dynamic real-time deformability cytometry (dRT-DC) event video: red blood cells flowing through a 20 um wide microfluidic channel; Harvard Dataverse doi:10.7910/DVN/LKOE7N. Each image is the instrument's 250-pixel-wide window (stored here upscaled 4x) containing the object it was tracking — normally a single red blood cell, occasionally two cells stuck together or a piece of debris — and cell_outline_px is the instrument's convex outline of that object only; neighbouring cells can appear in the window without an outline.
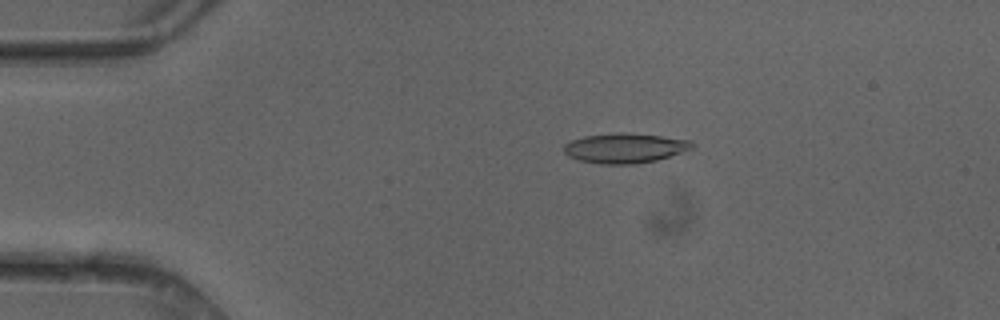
{"species": "common noctule bat (a hibernating species)", "species_latin": "Nyctalus noctula", "temperature_condition": "cold", "stored_images_in_passage": 50, "camera_frame_rate_fps": 3000, "um_per_image_px": 0.085, "animal": {"sex": "female"}, "frame": {"image": 1, "passage_image": 10, "time_ms": 3.0, "image_size_px": [1000, 320], "cell_outline_px": [[696, 144], [692, 148], [656, 160], [636, 164], [600, 164], [580, 160], [568, 156], [564, 152], [564, 144], [572, 140], [584, 136], [620, 132], [660, 136], [688, 140]], "centroid_in_image_um": [53.08, 12.59], "position_along_channel_um": 31.9, "area_um2": 22.02}}
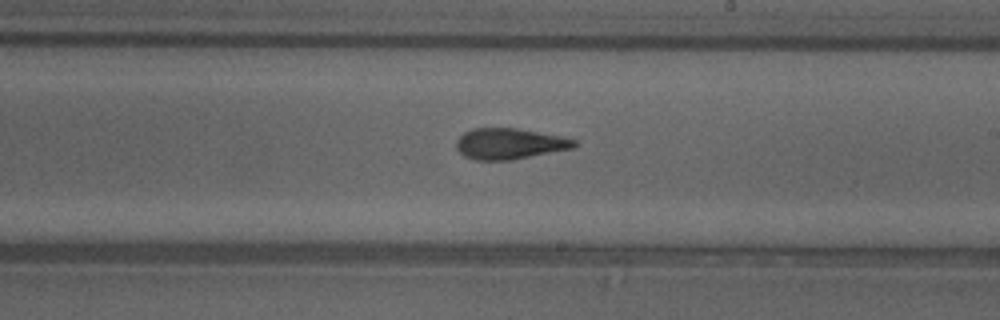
{"frame": {"image": 2, "passage_image": 29, "time_ms": 9.333, "image_size_px": [1000, 320], "cell_outline_px": [[580, 144], [572, 148], [512, 160], [476, 160], [464, 156], [456, 148], [456, 140], [464, 132], [472, 128], [516, 128], [560, 136], [576, 140]], "centroid_in_image_um": [43.29, 12.22], "position_along_channel_um": 245.7, "area_um2": 21.21}}
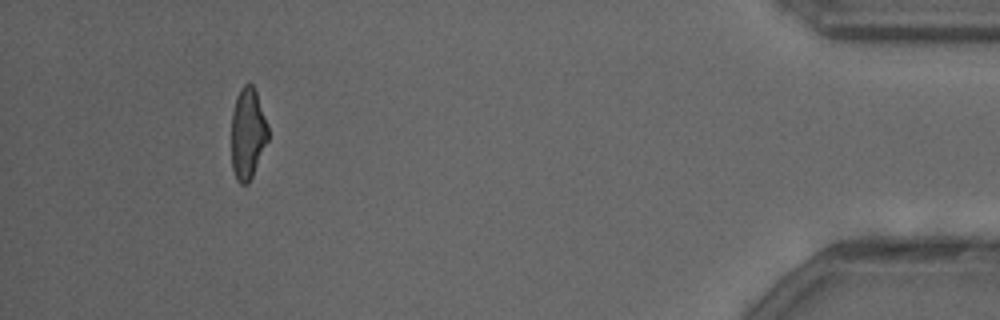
{"frame": {"image": 3, "passage_image": 46, "time_ms": 15.0, "image_size_px": [1000, 320], "cell_outline_px": [[268, 140], [252, 176], [248, 184], [240, 184], [236, 180], [232, 168], [232, 112], [236, 96], [240, 88], [244, 84], [252, 84], [256, 92], [268, 124]], "centroid_in_image_um": [21.05, 11.35], "position_along_channel_um": 414.1, "area_um2": 19.48}, "authors_computed_cell_mechanics": {"area_um2": 21.2704, "velocity_mm_per_s": 4.1559, "shape_relaxation_time_tau1_ms": 4.6958, "shape_relaxation_time_tau2_ms": 2.2818, "deformation_change_tau1": 0.1896, "deformation_change_tau2": 0.1205}}